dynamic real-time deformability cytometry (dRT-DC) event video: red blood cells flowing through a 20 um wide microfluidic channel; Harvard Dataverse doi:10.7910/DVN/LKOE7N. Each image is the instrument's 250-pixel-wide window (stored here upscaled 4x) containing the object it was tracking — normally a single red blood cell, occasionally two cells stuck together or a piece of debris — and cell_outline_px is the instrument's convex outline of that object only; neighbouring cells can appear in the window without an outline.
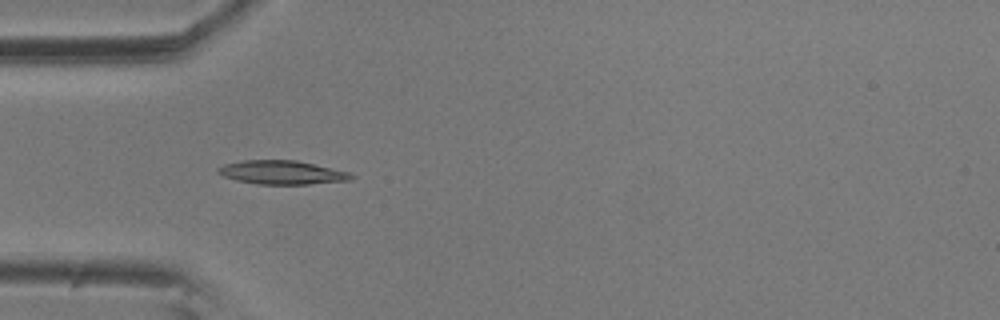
{"species": "common noctule bat (a hibernating species)", "species_latin": "Nyctalus noctula", "temperature_condition": "room temperature", "stored_images_in_passage": 5, "camera_frame_rate_fps": 3000, "um_per_image_px": 0.085, "animal": {"sex": "male", "body_mass_g": 20.5, "forearm_length_mm": 52.5}, "frame": {"image": 1, "passage_image": 4, "time_ms": 1.0, "image_size_px": [1000, 320], "cell_outline_px": [[356, 176], [352, 180], [308, 184], [260, 184], [236, 180], [224, 176], [216, 172], [216, 168], [224, 164], [244, 160], [296, 160], [348, 172]], "centroid_in_image_um": [23.95, 14.66], "position_along_channel_um": 61.0, "area_um2": 18.32}}
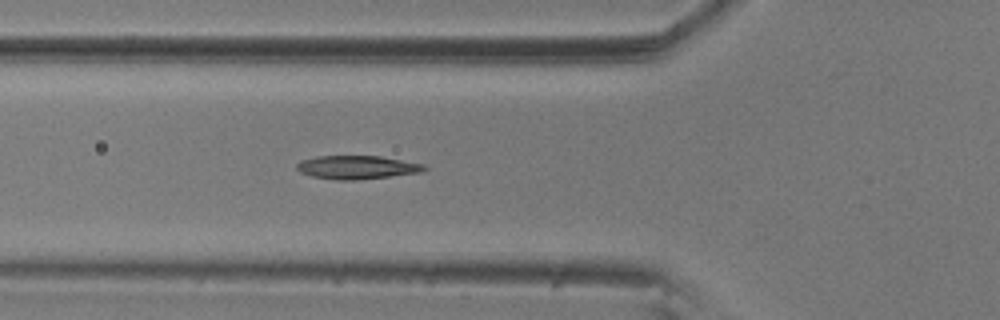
{"frame": {"image": 2, "passage_image": 5, "time_ms": 1.333, "image_size_px": [1000, 320], "cell_outline_px": [[428, 168], [420, 172], [356, 180], [336, 180], [312, 176], [300, 172], [296, 168], [296, 164], [300, 160], [316, 156], [380, 156], [424, 164]], "centroid_in_image_um": [30.3, 14.21], "position_along_channel_um": 95.5, "area_um2": 17.34}}